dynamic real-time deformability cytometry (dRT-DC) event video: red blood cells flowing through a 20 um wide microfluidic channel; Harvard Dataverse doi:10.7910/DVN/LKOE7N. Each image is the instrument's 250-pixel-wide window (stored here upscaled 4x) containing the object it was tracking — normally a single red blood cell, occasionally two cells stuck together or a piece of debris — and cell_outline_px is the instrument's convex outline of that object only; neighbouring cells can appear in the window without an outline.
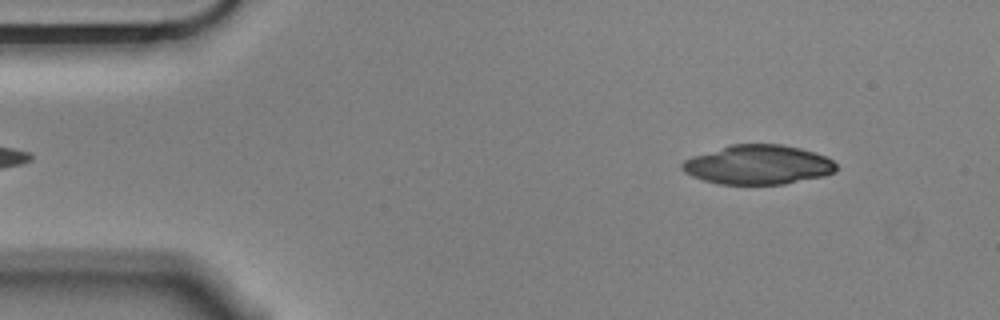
{"species": "Egyptian fruit bat (a non-hibernating species)", "species_latin": "Rousettus aegyptiacus", "temperature_condition": "cold", "stored_images_in_passage": 51, "camera_frame_rate_fps": 3000, "um_per_image_px": 0.085, "animal": {"sex": "male"}, "frame": {"image": 1, "passage_image": 2, "time_ms": 0.333, "image_size_px": [1000, 320], "cell_outline_px": [[836, 172], [824, 176], [784, 184], [716, 184], [692, 176], [684, 172], [680, 168], [680, 164], [684, 160], [692, 156], [732, 144], [780, 144], [800, 148], [824, 156], [832, 160], [836, 164]], "centroid_in_image_um": [64.41, 14.01], "position_along_channel_um": 20.6, "area_um2": 35.32}}